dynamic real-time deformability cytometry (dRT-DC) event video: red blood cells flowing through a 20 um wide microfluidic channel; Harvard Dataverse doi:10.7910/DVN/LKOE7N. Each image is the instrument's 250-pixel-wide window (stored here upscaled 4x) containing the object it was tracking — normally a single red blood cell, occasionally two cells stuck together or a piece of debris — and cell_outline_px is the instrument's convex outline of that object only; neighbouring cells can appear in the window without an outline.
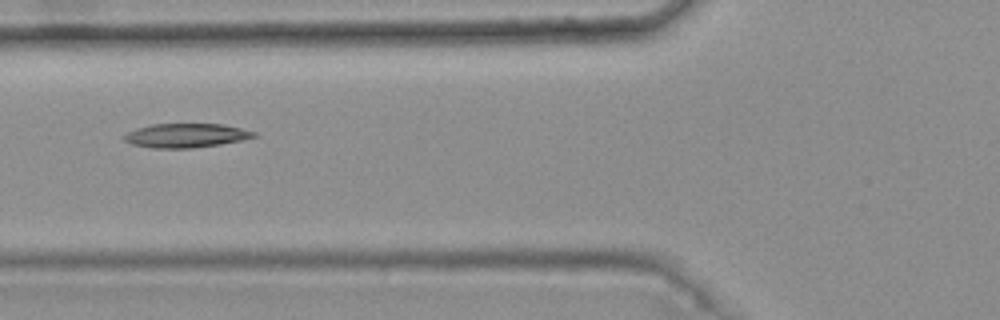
{"species": "common noctule bat (a hibernating species)", "species_latin": "Nyctalus noctula", "temperature_condition": "warm", "stored_images_in_passage": 9, "camera_frame_rate_fps": 3000, "um_per_image_px": 0.085, "animal": {"sex": "female", "body_mass_g": 25.1}, "frame": {"image": 1, "passage_image": 6, "time_ms": 1.667, "image_size_px": [1000, 320], "cell_outline_px": [[256, 136], [240, 140], [220, 144], [192, 148], [152, 148], [132, 144], [124, 140], [120, 136], [136, 128], [152, 124], [224, 124], [256, 132]], "centroid_in_image_um": [15.76, 11.51], "position_along_channel_um": 110.0, "area_um2": 18.15}}
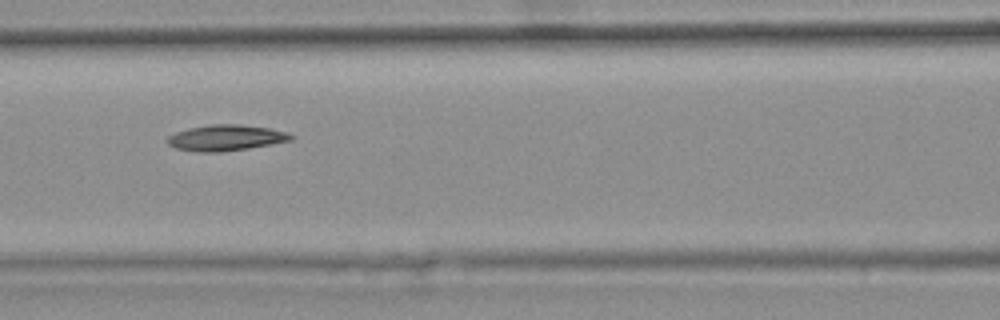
{"frame": {"image": 2, "passage_image": 7, "time_ms": 2.0, "image_size_px": [1000, 320], "cell_outline_px": [[296, 136], [292, 140], [248, 148], [220, 152], [196, 152], [176, 148], [168, 144], [164, 140], [168, 136], [176, 132], [188, 128], [212, 124], [240, 124], [268, 128], [284, 132]], "centroid_in_image_um": [19.15, 11.71], "position_along_channel_um": 147.5, "area_um2": 18.61}}